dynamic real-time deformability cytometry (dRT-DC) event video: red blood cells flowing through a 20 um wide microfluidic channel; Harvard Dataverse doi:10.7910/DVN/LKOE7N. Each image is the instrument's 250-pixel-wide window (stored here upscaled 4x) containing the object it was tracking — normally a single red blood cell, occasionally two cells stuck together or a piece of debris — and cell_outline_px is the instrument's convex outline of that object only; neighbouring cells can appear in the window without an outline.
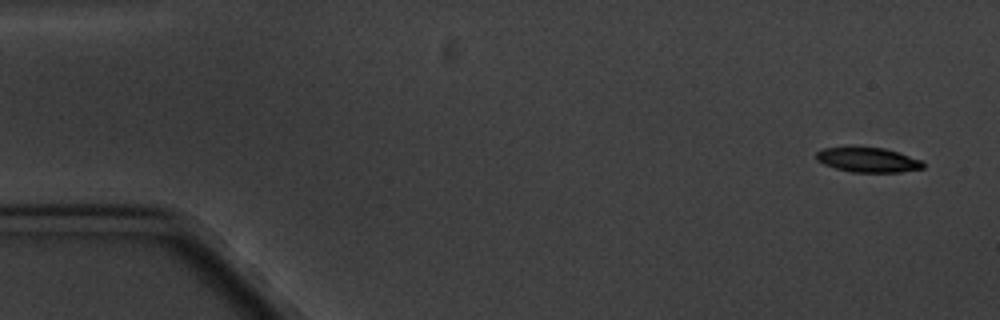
{"species": "common noctule bat (a hibernating species)", "species_latin": "Nyctalus noctula", "temperature_condition": "cold", "stored_images_in_passage": 4, "camera_frame_rate_fps": 3000, "um_per_image_px": 0.085, "animal": {"sex": "male", "body_mass_g": 20.1, "forearm_length_mm": 53.5}, "frame": {"image": 1, "passage_image": 1, "time_ms": 0.0, "image_size_px": [1000, 320], "cell_outline_px": [[924, 168], [900, 172], [852, 172], [836, 168], [824, 164], [816, 160], [816, 152], [824, 148], [848, 144], [884, 148], [924, 160]], "centroid_in_image_um": [73.74, 13.54], "position_along_channel_um": 11.3, "area_um2": 16.07}}